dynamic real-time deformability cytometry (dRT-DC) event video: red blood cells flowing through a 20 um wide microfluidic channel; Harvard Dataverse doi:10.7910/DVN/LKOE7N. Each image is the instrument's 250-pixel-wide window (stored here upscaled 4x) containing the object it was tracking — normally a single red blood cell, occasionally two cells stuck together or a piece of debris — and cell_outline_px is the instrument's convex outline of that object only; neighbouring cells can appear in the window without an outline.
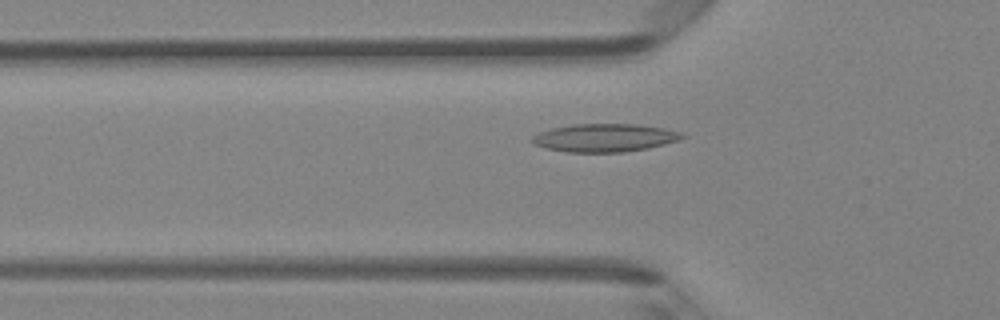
{"species": "Egyptian fruit bat (a non-hibernating species)", "species_latin": "Rousettus aegyptiacus", "temperature_condition": "room temperature", "stored_images_in_passage": 36, "camera_frame_rate_fps": 3000, "um_per_image_px": 0.085, "animal": {"sex": "female"}, "frame": {"image": 1, "passage_image": 5, "time_ms": 1.333, "image_size_px": [1000, 320], "cell_outline_px": [[688, 136], [664, 144], [648, 148], [624, 152], [564, 152], [544, 148], [532, 144], [532, 136], [540, 132], [552, 128], [572, 124], [636, 124], [664, 128], [684, 132]], "centroid_in_image_um": [51.39, 11.71], "position_along_channel_um": 74.4, "area_um2": 24.68}}
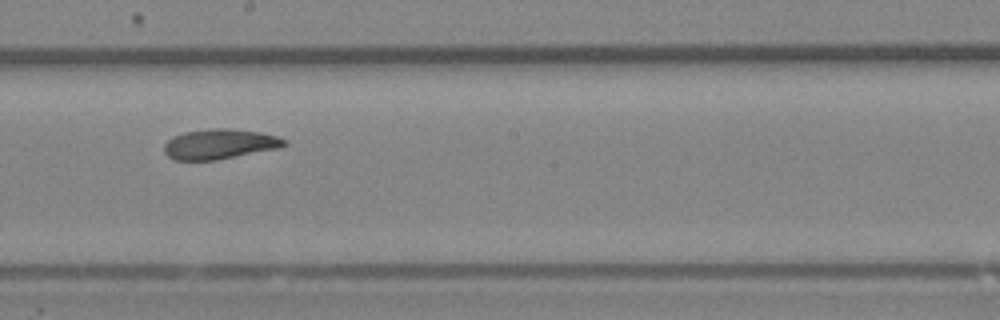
{"frame": {"image": 2, "passage_image": 16, "time_ms": 5.0, "image_size_px": [1000, 320], "cell_outline_px": [[288, 144], [280, 148], [216, 160], [172, 160], [164, 152], [164, 144], [172, 136], [184, 132], [208, 128], [228, 128], [260, 132], [280, 136], [288, 140]], "centroid_in_image_um": [18.69, 12.24], "position_along_channel_um": 229.5, "area_um2": 21.39}}
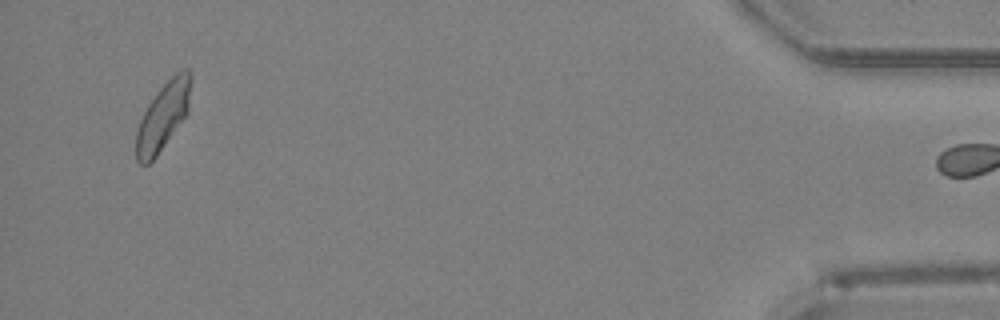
{"frame": {"image": 3, "passage_image": 35, "time_ms": 11.333, "image_size_px": [1000, 320], "cell_outline_px": [[192, 80], [188, 112], [156, 156], [148, 164], [140, 164], [136, 160], [136, 132], [140, 120], [148, 104], [160, 88], [180, 68], [188, 68]], "centroid_in_image_um": [13.87, 9.85], "position_along_channel_um": 421.3, "area_um2": 21.39}, "authors_computed_cell_mechanics": {"area_um2": 21.3282, "velocity_mm_per_s": 4.2446, "shape_relaxation_time_tau1_ms": 4.9229, "shape_relaxation_time_tau2_ms": 2.8392, "deformation_change_tau1": 0.1381, "deformation_change_tau2": 0.0865}}